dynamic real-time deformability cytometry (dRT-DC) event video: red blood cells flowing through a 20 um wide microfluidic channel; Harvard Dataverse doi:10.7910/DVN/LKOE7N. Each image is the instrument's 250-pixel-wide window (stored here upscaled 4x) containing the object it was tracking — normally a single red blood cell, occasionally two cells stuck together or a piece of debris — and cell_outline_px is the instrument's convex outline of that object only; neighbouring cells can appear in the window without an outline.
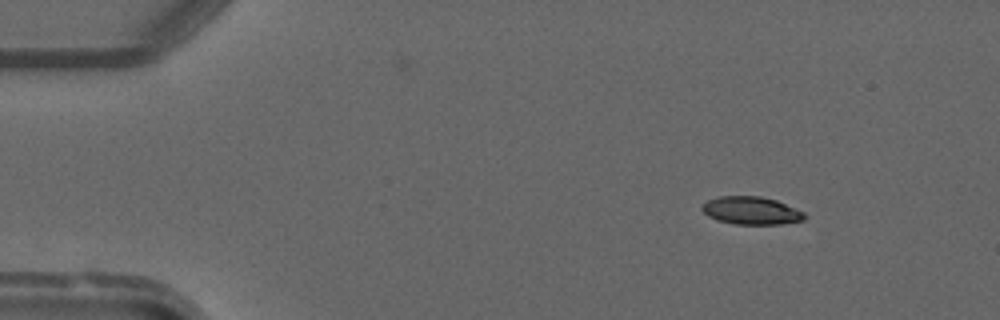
{"species": "common noctule bat (a hibernating species)", "species_latin": "Nyctalus noctula", "temperature_condition": "warm", "stored_images_in_passage": 4, "camera_frame_rate_fps": 3000, "um_per_image_px": 0.085, "animal": {"sex": "male", "forearm_length_mm": 52.5}, "frame": {"image": 1, "passage_image": 1, "time_ms": 0.0, "image_size_px": [1000, 320], "cell_outline_px": [[808, 216], [804, 220], [780, 224], [736, 224], [716, 220], [708, 216], [700, 208], [708, 200], [720, 196], [760, 196], [776, 200], [804, 212]], "centroid_in_image_um": [63.87, 17.9], "position_along_channel_um": 21.1, "area_um2": 16.59}}